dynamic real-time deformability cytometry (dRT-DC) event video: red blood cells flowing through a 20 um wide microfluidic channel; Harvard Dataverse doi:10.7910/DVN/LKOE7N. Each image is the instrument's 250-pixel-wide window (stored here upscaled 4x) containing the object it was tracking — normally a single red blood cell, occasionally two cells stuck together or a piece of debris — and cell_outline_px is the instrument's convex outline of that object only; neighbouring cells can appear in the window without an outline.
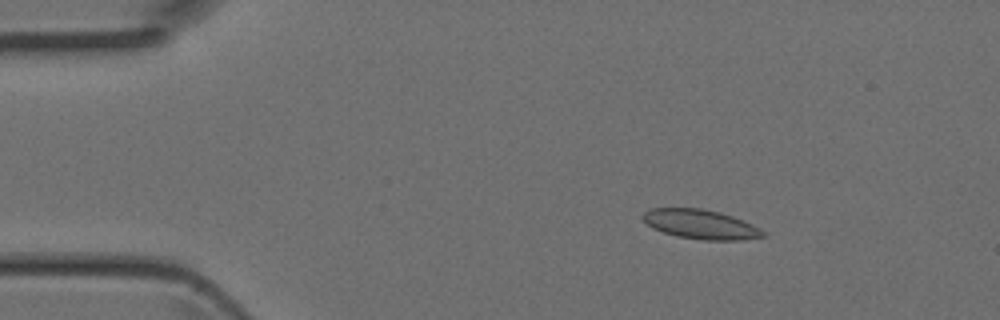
{"species": "Egyptian fruit bat (a non-hibernating species)", "species_latin": "Rousettus aegyptiacus", "temperature_condition": "room temperature", "stored_images_in_passage": 3, "camera_frame_rate_fps": 3000, "um_per_image_px": 0.085, "animal": {"sex": "female"}, "frame": {"image": 1, "passage_image": 1, "time_ms": 0.0, "image_size_px": [1000, 320], "cell_outline_px": [[768, 236], [740, 240], [704, 240], [676, 236], [652, 228], [640, 216], [644, 212], [652, 208], [700, 208], [720, 212], [732, 216], [752, 224], [760, 228]], "centroid_in_image_um": [59.56, 19.06], "position_along_channel_um": 25.4, "area_um2": 20.58}}
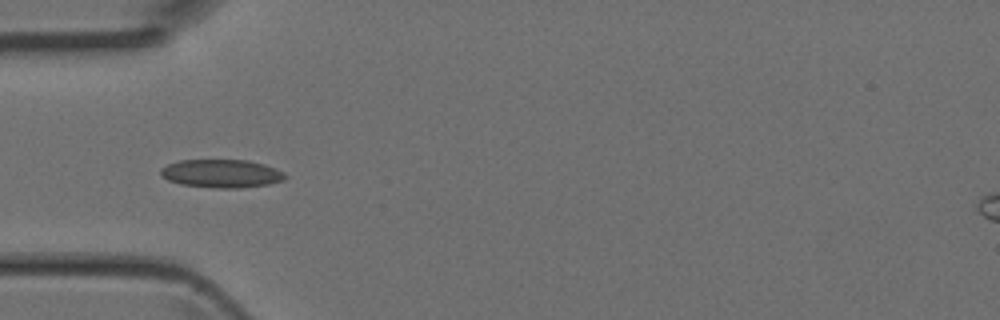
{"frame": {"image": 2, "passage_image": 3, "time_ms": 0.667, "image_size_px": [1000, 320], "cell_outline_px": [[288, 176], [284, 180], [268, 184], [240, 188], [216, 188], [180, 184], [168, 180], [160, 176], [160, 168], [168, 164], [180, 160], [248, 160], [264, 164], [284, 172]], "centroid_in_image_um": [18.82, 14.75], "position_along_channel_um": 66.2, "area_um2": 20.58}}